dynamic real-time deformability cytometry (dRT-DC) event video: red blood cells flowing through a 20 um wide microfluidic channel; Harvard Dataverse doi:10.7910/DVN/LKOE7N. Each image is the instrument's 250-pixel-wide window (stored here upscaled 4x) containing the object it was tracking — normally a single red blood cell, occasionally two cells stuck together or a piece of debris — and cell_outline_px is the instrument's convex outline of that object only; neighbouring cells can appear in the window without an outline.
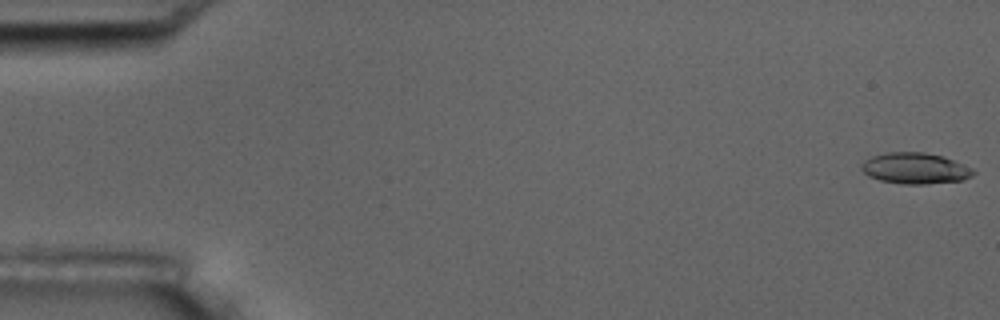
{"species": "common noctule bat (a hibernating species)", "species_latin": "Nyctalus noctula", "temperature_condition": "room temperature", "stored_images_in_passage": 7, "camera_frame_rate_fps": 3000, "um_per_image_px": 0.085, "animal": {"sex": "male", "body_mass_g": 17.5, "forearm_length_mm": 52.3}, "frame": {"image": 1, "passage_image": 1, "time_ms": 0.0, "image_size_px": [1000, 320], "cell_outline_px": [[976, 172], [972, 176], [960, 180], [928, 184], [904, 184], [880, 180], [868, 176], [860, 168], [864, 160], [872, 156], [884, 152], [924, 152], [944, 156], [972, 168]], "centroid_in_image_um": [77.77, 14.3], "position_along_channel_um": 7.2, "area_um2": 20.29}}
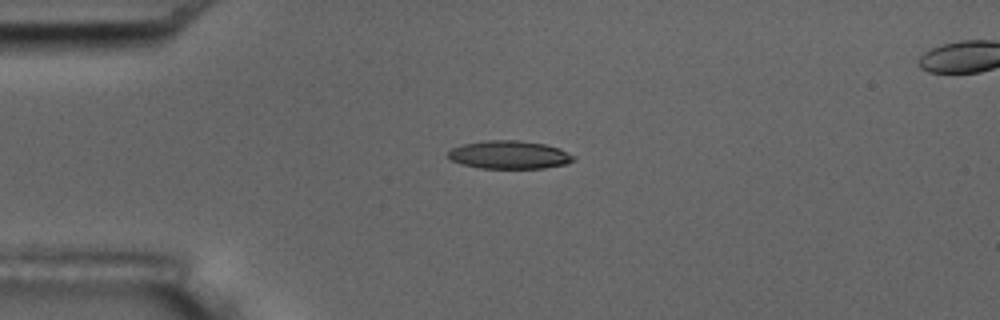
{"frame": {"image": 2, "passage_image": 4, "time_ms": 4.333, "image_size_px": [1000, 320], "cell_outline_px": [[576, 160], [568, 164], [544, 168], [480, 168], [460, 164], [448, 160], [448, 152], [452, 148], [464, 144], [488, 140], [520, 140], [544, 144], [560, 148], [576, 156]], "centroid_in_image_um": [43.32, 13.16], "position_along_channel_um": 41.7, "area_um2": 20.81}}